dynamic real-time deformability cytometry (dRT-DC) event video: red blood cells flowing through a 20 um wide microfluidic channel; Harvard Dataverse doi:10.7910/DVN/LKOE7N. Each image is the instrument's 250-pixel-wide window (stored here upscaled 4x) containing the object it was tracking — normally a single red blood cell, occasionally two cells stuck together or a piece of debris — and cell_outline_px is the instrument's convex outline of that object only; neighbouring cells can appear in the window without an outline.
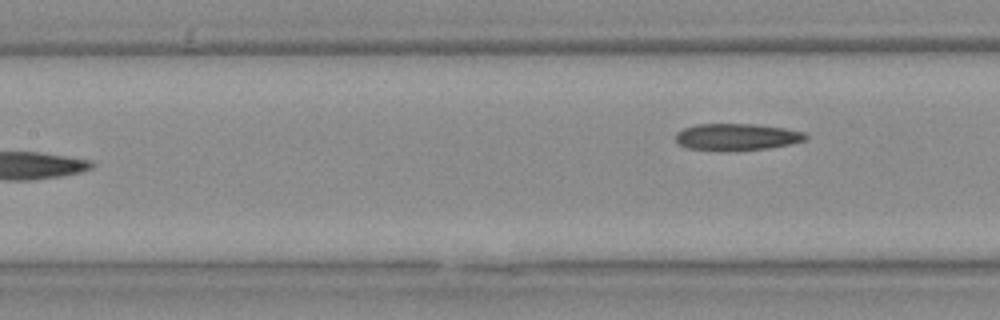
{"species": "Egyptian fruit bat (a non-hibernating species)", "species_latin": "Rousettus aegyptiacus", "temperature_condition": "warm", "stored_images_in_passage": 15, "camera_frame_rate_fps": 3000, "um_per_image_px": 0.085, "animal": {"sex": "female"}, "frame": {"image": 1, "passage_image": 15, "time_ms": 4.667, "image_size_px": [1000, 320], "cell_outline_px": [[808, 136], [804, 140], [788, 144], [768, 148], [688, 148], [676, 144], [676, 132], [684, 128], [696, 124], [756, 124], [784, 128], [804, 132]], "centroid_in_image_um": [62.61, 11.59], "position_along_channel_um": 144.8, "area_um2": 19.36}}